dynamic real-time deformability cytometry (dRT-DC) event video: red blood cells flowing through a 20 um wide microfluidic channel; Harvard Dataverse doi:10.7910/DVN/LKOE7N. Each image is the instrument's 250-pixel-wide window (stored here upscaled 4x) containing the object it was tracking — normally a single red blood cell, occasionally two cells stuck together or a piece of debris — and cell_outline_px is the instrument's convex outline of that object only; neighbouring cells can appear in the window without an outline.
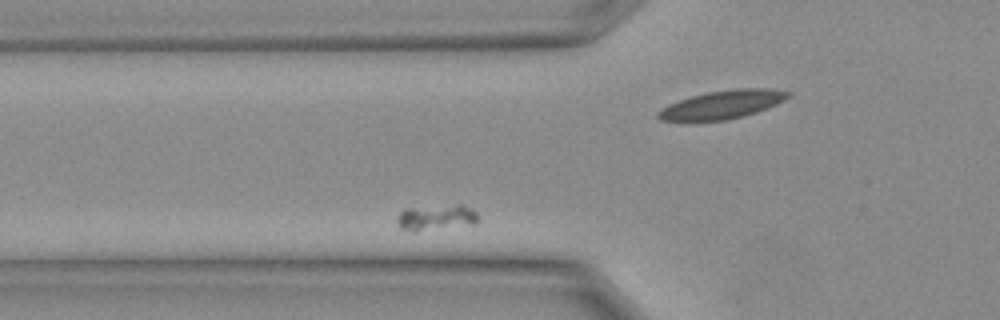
{"species": "Egyptian fruit bat (a non-hibernating species)", "species_latin": "Rousettus aegyptiacus", "temperature_condition": "warm", "stored_images_in_passage": 19, "camera_frame_rate_fps": 3000, "um_per_image_px": 0.085, "animal": {"sex": "female"}, "frame": {"image": 1, "passage_image": 2, "time_ms": 0.333, "image_size_px": [1000, 320], "cell_outline_px": [[480, 220], [476, 224], [412, 232], [400, 228], [396, 224], [396, 216], [404, 208], [456, 204], [464, 204], [472, 208], [476, 212]], "centroid_in_image_um": [37.08, 18.48], "position_along_channel_um": 88.7, "area_um2": 12.66}}
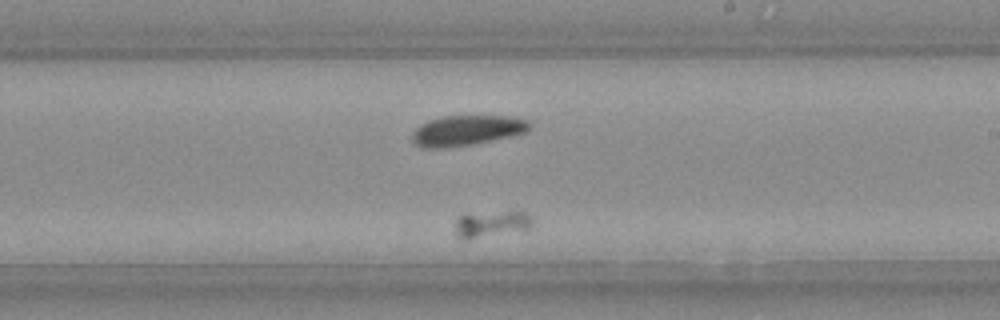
{"frame": {"image": 2, "passage_image": 10, "time_ms": 3.0, "image_size_px": [1000, 320], "cell_outline_px": [[532, 228], [460, 240], [456, 236], [456, 220], [464, 212], [528, 212], [532, 216]], "centroid_in_image_um": [41.74, 19.01], "position_along_channel_um": 247.3, "area_um2": 11.91}}
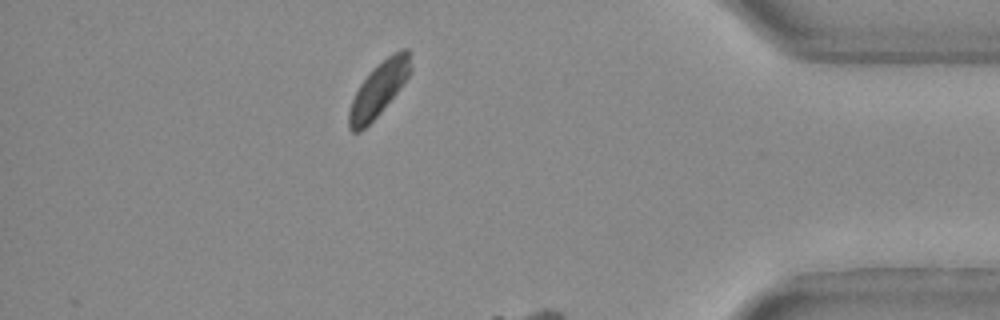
{"frame": {"image": 3, "passage_image": 18, "time_ms": 5.667, "image_size_px": [1000, 320], "cell_outline_px": [[412, 68], [408, 76], [396, 92], [380, 112], [364, 128], [356, 132], [352, 132], [348, 128], [348, 112], [352, 100], [360, 84], [368, 72], [372, 68], [388, 56], [404, 48], [408, 48]], "centroid_in_image_um": [32.17, 7.56], "position_along_channel_um": 403.0, "area_um2": 18.96}}